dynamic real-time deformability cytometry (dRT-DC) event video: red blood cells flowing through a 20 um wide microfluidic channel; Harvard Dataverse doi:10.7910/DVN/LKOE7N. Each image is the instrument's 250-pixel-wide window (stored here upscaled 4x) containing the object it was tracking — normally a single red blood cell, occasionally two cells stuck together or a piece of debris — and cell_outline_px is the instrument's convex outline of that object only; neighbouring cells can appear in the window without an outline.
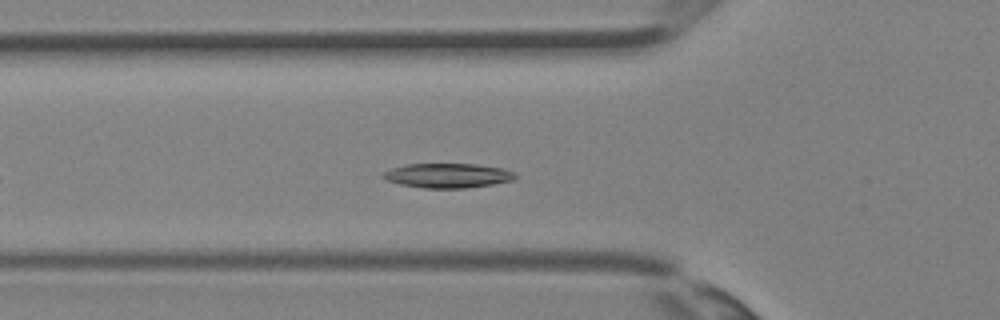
{"species": "Egyptian fruit bat (a non-hibernating species)", "species_latin": "Rousettus aegyptiacus", "temperature_condition": "room temperature", "stored_images_in_passage": 30, "camera_frame_rate_fps": 3000, "um_per_image_px": 0.085, "animal": {"sex": "female"}, "frame": {"image": 1, "passage_image": 6, "time_ms": 1.667, "image_size_px": [1000, 320], "cell_outline_px": [[516, 176], [512, 180], [492, 184], [468, 188], [424, 188], [400, 184], [384, 180], [380, 176], [384, 172], [392, 168], [404, 164], [476, 164], [500, 168], [516, 172]], "centroid_in_image_um": [38.01, 14.92], "position_along_channel_um": 87.8, "area_um2": 18.9}}
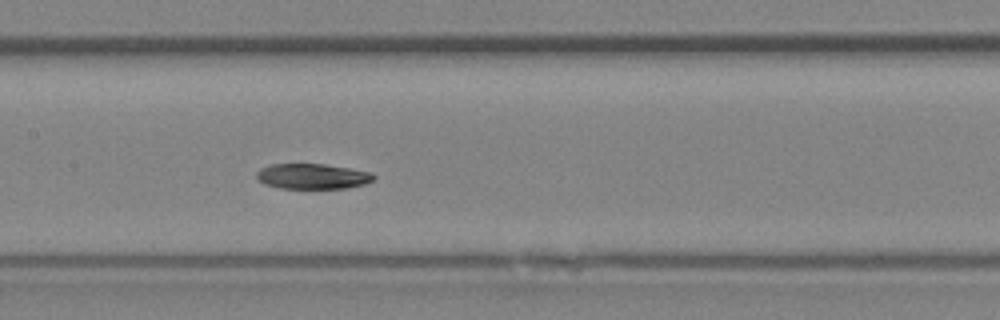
{"frame": {"image": 2, "passage_image": 11, "time_ms": 3.333, "image_size_px": [1000, 320], "cell_outline_px": [[376, 176], [372, 180], [364, 184], [348, 188], [280, 188], [264, 184], [256, 176], [256, 172], [260, 168], [272, 164], [324, 164], [372, 172]], "centroid_in_image_um": [26.56, 14.98], "position_along_channel_um": 180.8, "area_um2": 17.22}}
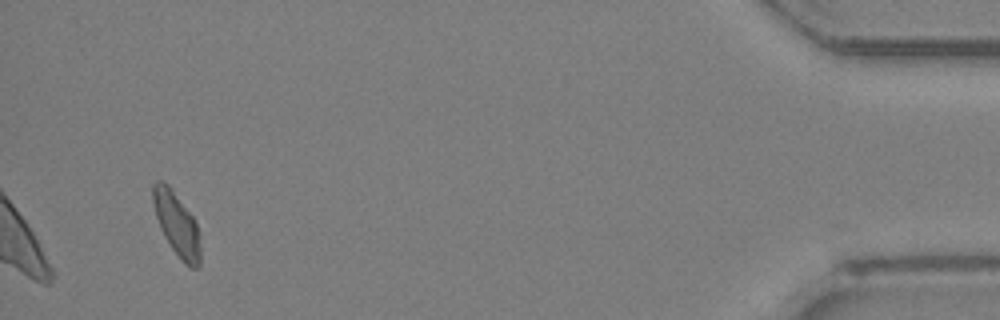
{"frame": {"image": 3, "passage_image": 28, "time_ms": 9.0, "image_size_px": [1000, 320], "cell_outline_px": [[200, 264], [196, 268], [188, 268], [184, 264], [172, 248], [164, 236], [160, 228], [156, 216], [152, 200], [152, 184], [156, 180], [164, 180], [172, 188], [196, 220], [200, 248]], "centroid_in_image_um": [15.01, 19.02], "position_along_channel_um": 420.2, "area_um2": 17.74}}